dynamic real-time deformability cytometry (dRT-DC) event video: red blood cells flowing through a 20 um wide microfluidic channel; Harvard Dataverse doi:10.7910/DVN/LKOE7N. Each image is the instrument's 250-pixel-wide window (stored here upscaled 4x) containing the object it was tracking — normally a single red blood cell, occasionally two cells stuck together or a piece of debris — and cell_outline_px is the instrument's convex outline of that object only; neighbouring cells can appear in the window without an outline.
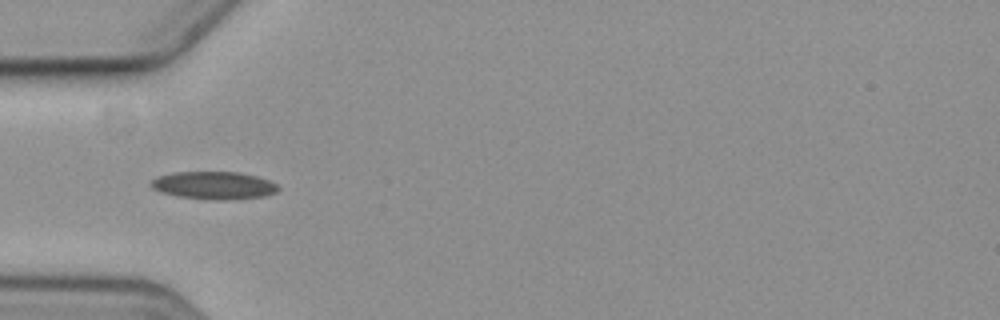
{"species": "common noctule bat (a hibernating species)", "species_latin": "Nyctalus noctula", "temperature_condition": "cold", "stored_images_in_passage": 9, "camera_frame_rate_fps": 3000, "um_per_image_px": 0.085, "animal": {"sex": "female", "body_mass_g": 19.3, "forearm_length_mm": 54.1}, "frame": {"image": 1, "passage_image": 6, "time_ms": 6.0, "image_size_px": [1000, 320], "cell_outline_px": [[280, 188], [276, 192], [264, 196], [236, 200], [208, 200], [176, 196], [160, 192], [152, 188], [148, 184], [152, 180], [160, 176], [172, 172], [240, 172], [256, 176], [268, 180], [276, 184]], "centroid_in_image_um": [18.17, 15.77], "position_along_channel_um": 66.8, "area_um2": 20.81}}
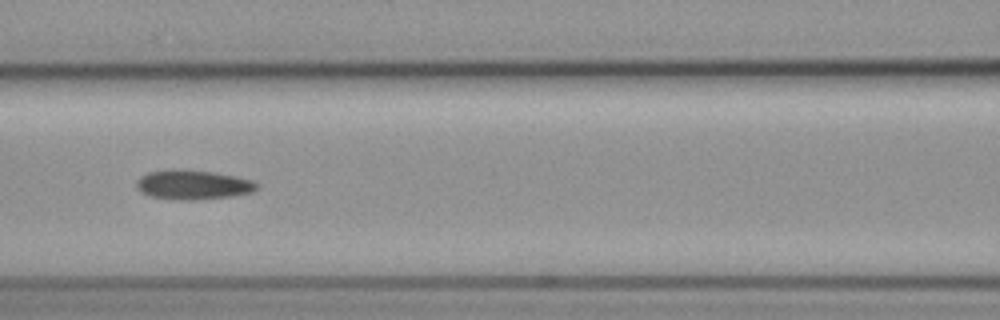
{"frame": {"image": 2, "passage_image": 8, "time_ms": 8.333, "image_size_px": [1000, 320], "cell_outline_px": [[260, 184], [252, 192], [232, 196], [200, 200], [180, 200], [148, 196], [140, 192], [136, 188], [136, 180], [140, 176], [148, 172], [212, 172], [236, 176], [252, 180]], "centroid_in_image_um": [16.42, 15.76], "position_along_channel_um": 150.2, "area_um2": 20.06}}
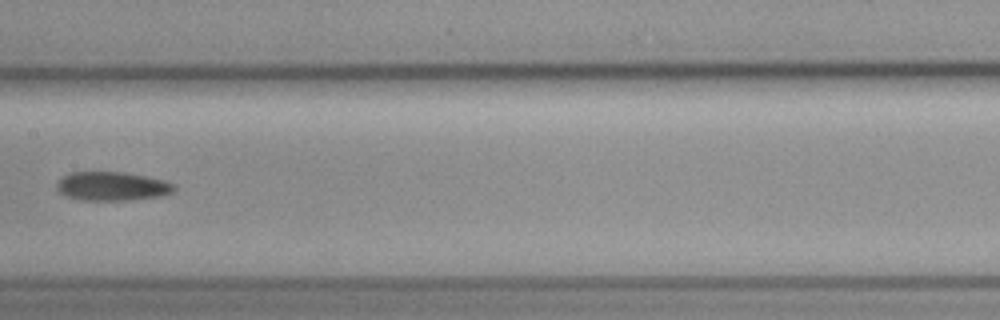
{"frame": {"image": 3, "passage_image": 9, "time_ms": 9.667, "image_size_px": [1000, 320], "cell_outline_px": [[176, 188], [172, 192], [164, 196], [128, 200], [80, 200], [68, 196], [60, 192], [56, 188], [60, 180], [64, 176], [72, 172], [124, 172], [164, 180], [176, 184]], "centroid_in_image_um": [9.59, 15.83], "position_along_channel_um": 197.8, "area_um2": 19.65}}